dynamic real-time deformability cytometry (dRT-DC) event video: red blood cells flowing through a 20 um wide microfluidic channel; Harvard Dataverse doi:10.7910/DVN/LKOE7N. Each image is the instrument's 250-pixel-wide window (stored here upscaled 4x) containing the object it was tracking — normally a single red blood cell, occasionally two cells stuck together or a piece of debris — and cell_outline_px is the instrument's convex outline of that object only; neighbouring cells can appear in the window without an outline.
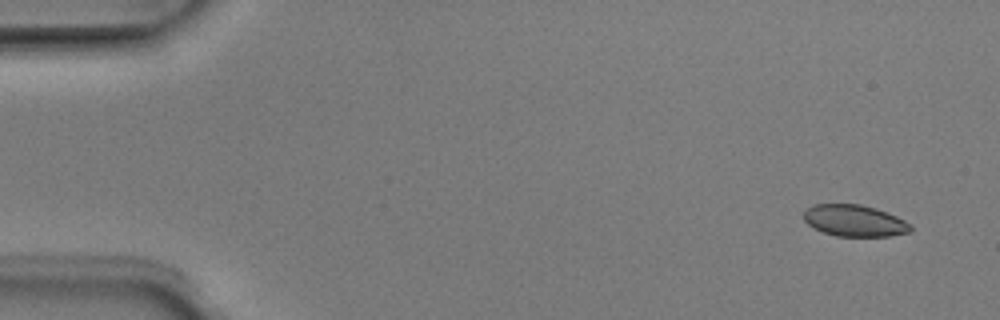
{"species": "Egyptian fruit bat (a non-hibernating species)", "species_latin": "Rousettus aegyptiacus", "temperature_condition": "room temperature", "stored_images_in_passage": 6, "camera_frame_rate_fps": 3000, "um_per_image_px": 0.085, "animal": {"sex": "male"}, "frame": {"image": 1, "passage_image": 1, "time_ms": 0.0, "image_size_px": [1000, 320], "cell_outline_px": [[912, 232], [888, 236], [836, 236], [824, 232], [808, 224], [804, 220], [804, 212], [812, 204], [860, 204], [876, 208], [896, 216], [912, 224]], "centroid_in_image_um": [72.67, 18.75], "position_along_channel_um": 12.3, "area_um2": 19.65}}
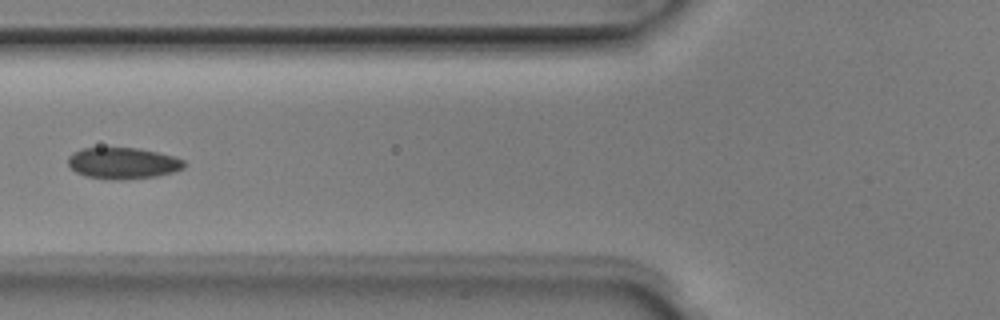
{"frame": {"image": 2, "passage_image": 6, "time_ms": 1.667, "image_size_px": [1000, 320], "cell_outline_px": [[184, 168], [172, 172], [156, 176], [120, 180], [112, 180], [84, 176], [76, 172], [68, 164], [68, 156], [72, 152], [80, 148], [140, 148], [176, 156], [184, 160]], "centroid_in_image_um": [10.43, 13.86], "position_along_channel_um": 115.4, "area_um2": 21.39}}